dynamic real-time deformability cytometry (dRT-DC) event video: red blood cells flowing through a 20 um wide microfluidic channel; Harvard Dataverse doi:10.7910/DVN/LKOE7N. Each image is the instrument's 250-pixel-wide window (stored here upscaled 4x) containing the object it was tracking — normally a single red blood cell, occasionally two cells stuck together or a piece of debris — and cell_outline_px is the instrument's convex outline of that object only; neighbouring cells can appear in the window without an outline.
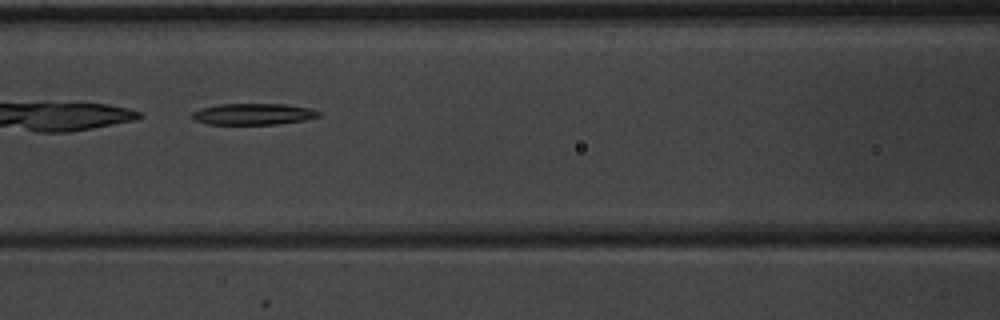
{"species": "common noctule bat (a hibernating species)", "species_latin": "Nyctalus noctula", "temperature_condition": "warm", "stored_images_in_passage": 32, "camera_frame_rate_fps": 3000, "um_per_image_px": 0.085, "animal": {"sex": "male", "body_mass_g": 20.1, "forearm_length_mm": 53.5}, "frame": {"image": 1, "passage_image": 6, "time_ms": 1.667, "image_size_px": [1000, 320], "cell_outline_px": [[320, 116], [304, 120], [276, 124], [208, 124], [192, 120], [192, 112], [200, 108], [220, 104], [284, 104], [312, 108], [320, 112]], "centroid_in_image_um": [21.51, 9.69], "position_along_channel_um": 145.1, "area_um2": 15.78}}
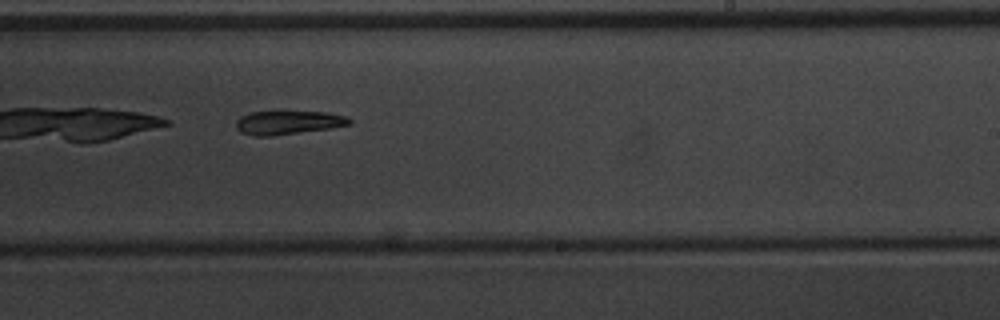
{"frame": {"image": 2, "passage_image": 15, "time_ms": 4.667, "image_size_px": [1000, 320], "cell_outline_px": [[352, 124], [328, 128], [268, 136], [252, 136], [240, 132], [236, 128], [236, 120], [240, 116], [248, 112], [324, 112], [344, 116], [352, 120]], "centroid_in_image_um": [24.42, 10.41], "position_along_channel_um": 264.6, "area_um2": 15.37}}
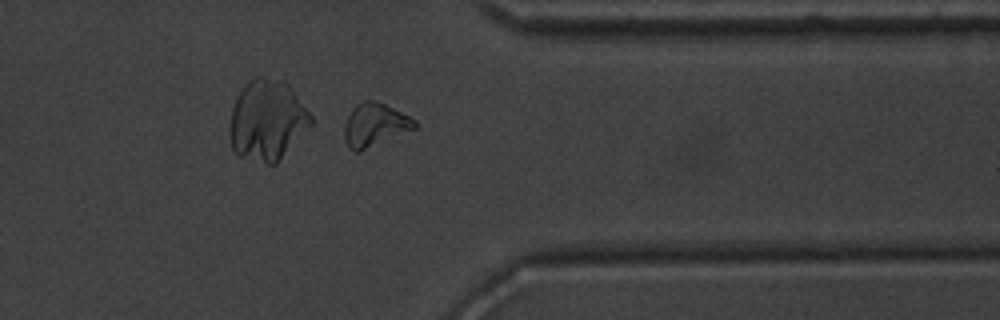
{"frame": {"image": 3, "passage_image": 24, "time_ms": 7.667, "image_size_px": [1000, 320], "cell_outline_px": [[416, 128], [360, 152], [352, 152], [344, 140], [344, 124], [352, 108], [356, 104], [364, 100], [372, 100], [384, 104], [416, 120]], "centroid_in_image_um": [31.82, 10.64], "position_along_channel_um": 379.6, "area_um2": 17.69}}